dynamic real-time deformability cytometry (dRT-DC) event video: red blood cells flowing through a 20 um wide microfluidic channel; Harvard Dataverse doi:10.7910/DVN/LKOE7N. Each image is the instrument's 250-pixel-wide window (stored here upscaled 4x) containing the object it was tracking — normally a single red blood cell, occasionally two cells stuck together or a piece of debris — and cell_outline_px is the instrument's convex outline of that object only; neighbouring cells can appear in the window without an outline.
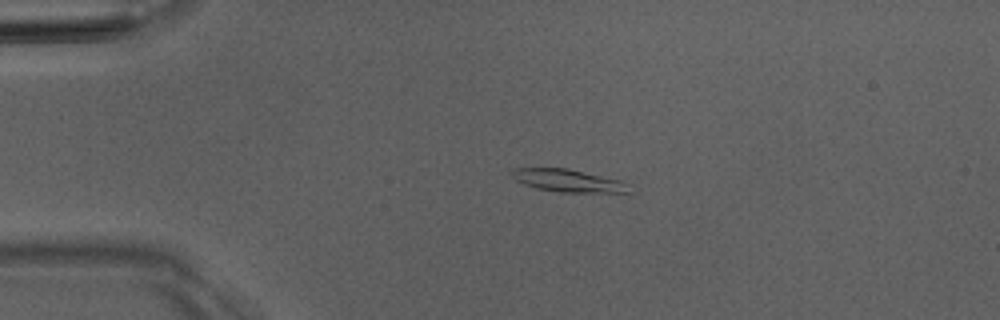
{"species": "Egyptian fruit bat (a non-hibernating species)", "species_latin": "Rousettus aegyptiacus", "temperature_condition": "room temperature", "stored_images_in_passage": 3, "camera_frame_rate_fps": 3000, "um_per_image_px": 0.085, "animal": {"sex": "male"}, "frame": {"image": 1, "passage_image": 2, "time_ms": 1.0, "image_size_px": [1000, 320], "cell_outline_px": [[632, 192], [560, 192], [536, 188], [524, 184], [516, 180], [508, 172], [512, 168], [568, 168], [620, 180]], "centroid_in_image_um": [48.2, 15.34], "position_along_channel_um": 36.8, "area_um2": 15.26}}